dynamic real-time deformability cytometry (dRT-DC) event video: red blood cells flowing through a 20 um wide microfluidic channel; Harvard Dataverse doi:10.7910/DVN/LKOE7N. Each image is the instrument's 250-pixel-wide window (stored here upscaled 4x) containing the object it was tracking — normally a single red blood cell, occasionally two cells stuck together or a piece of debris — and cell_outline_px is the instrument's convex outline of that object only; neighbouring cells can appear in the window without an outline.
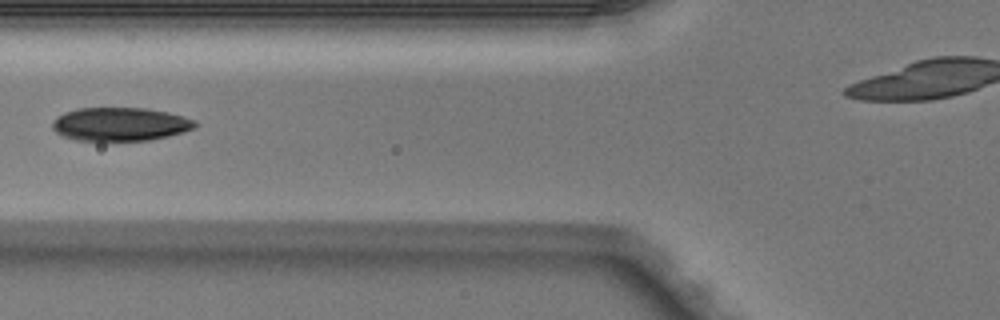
{"species": "Egyptian fruit bat (a non-hibernating species)", "species_latin": "Rousettus aegyptiacus", "temperature_condition": "warm", "stored_images_in_passage": 3, "camera_frame_rate_fps": 3000, "um_per_image_px": 0.085, "animal": {"sex": "male"}, "frame": {"image": 1, "passage_image": 3, "time_ms": 0.667, "image_size_px": [1000, 320], "cell_outline_px": [[200, 124], [196, 128], [184, 132], [168, 136], [148, 140], [76, 140], [64, 136], [56, 132], [52, 128], [52, 124], [60, 116], [76, 108], [144, 108], [168, 112], [196, 120]], "centroid_in_image_um": [10.29, 10.55], "position_along_channel_um": 115.5, "area_um2": 27.63}}